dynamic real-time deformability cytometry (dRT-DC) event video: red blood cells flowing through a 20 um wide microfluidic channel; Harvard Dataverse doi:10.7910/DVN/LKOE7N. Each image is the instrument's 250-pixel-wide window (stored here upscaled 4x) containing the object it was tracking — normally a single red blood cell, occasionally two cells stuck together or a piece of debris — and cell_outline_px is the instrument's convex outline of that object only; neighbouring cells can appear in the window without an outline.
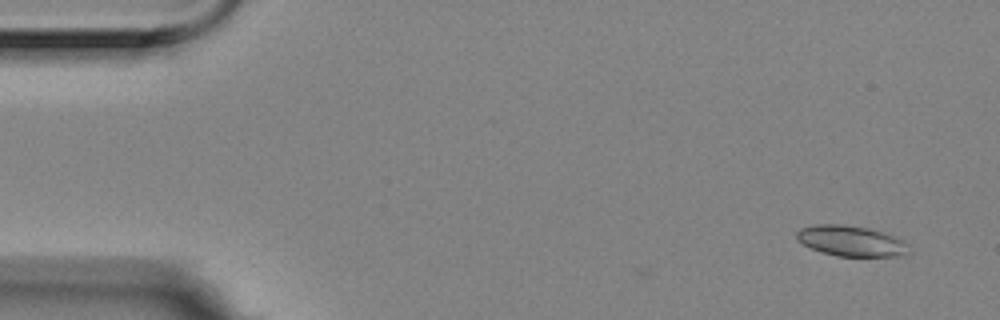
{"species": "Egyptian fruit bat (a non-hibernating species)", "species_latin": "Rousettus aegyptiacus", "temperature_condition": "room temperature", "stored_images_in_passage": 2, "camera_frame_rate_fps": 3000, "um_per_image_px": 0.085, "animal": {"sex": "female"}, "frame": {"image": 1, "passage_image": 2, "time_ms": 0.333, "image_size_px": [1000, 320], "cell_outline_px": [[912, 252], [904, 256], [836, 256], [820, 252], [796, 240], [796, 232], [800, 228], [816, 224], [844, 224], [868, 228], [892, 236], [900, 240]], "centroid_in_image_um": [72.29, 20.49], "position_along_channel_um": 12.7, "area_um2": 19.88}}